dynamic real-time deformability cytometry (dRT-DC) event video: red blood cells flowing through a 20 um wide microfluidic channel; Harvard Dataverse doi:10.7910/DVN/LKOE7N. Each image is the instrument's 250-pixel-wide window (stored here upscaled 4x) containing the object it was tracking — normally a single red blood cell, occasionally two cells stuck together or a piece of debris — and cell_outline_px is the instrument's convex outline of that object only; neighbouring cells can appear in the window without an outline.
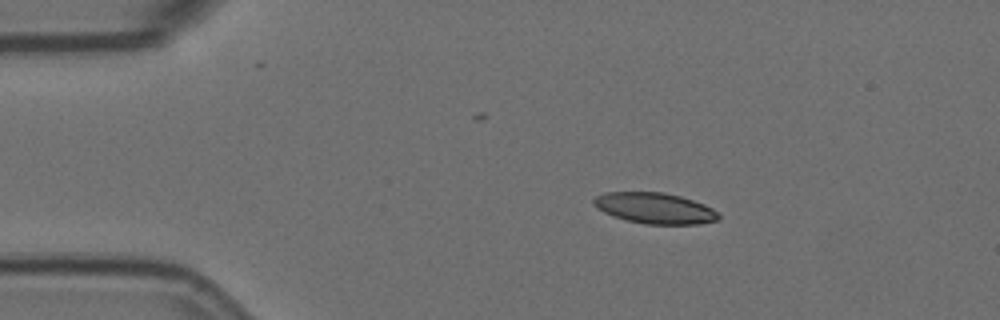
{"species": "Egyptian fruit bat (a non-hibernating species)", "species_latin": "Rousettus aegyptiacus", "temperature_condition": "room temperature", "stored_images_in_passage": 4, "camera_frame_rate_fps": 3000, "um_per_image_px": 0.085, "animal": {"sex": "female"}, "frame": {"image": 1, "passage_image": 1, "time_ms": 0.0, "image_size_px": [1000, 320], "cell_outline_px": [[720, 220], [700, 224], [644, 224], [612, 216], [596, 208], [592, 204], [592, 200], [596, 196], [604, 192], [664, 192], [680, 196], [704, 204], [712, 208], [720, 216]], "centroid_in_image_um": [55.64, 17.69], "position_along_channel_um": 29.4, "area_um2": 22.6}}
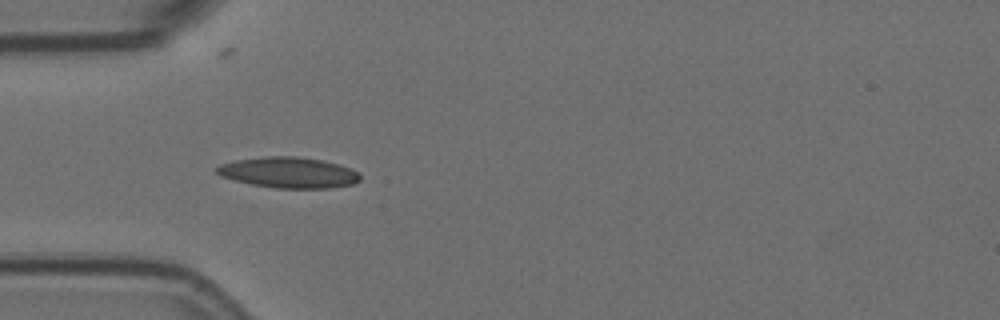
{"frame": {"image": 2, "passage_image": 3, "time_ms": 0.667, "image_size_px": [1000, 320], "cell_outline_px": [[360, 180], [352, 184], [332, 188], [276, 188], [252, 184], [220, 176], [212, 168], [220, 164], [236, 160], [264, 156], [296, 156], [324, 160], [352, 168], [360, 176]], "centroid_in_image_um": [24.52, 14.65], "position_along_channel_um": 60.5, "area_um2": 25.84}}
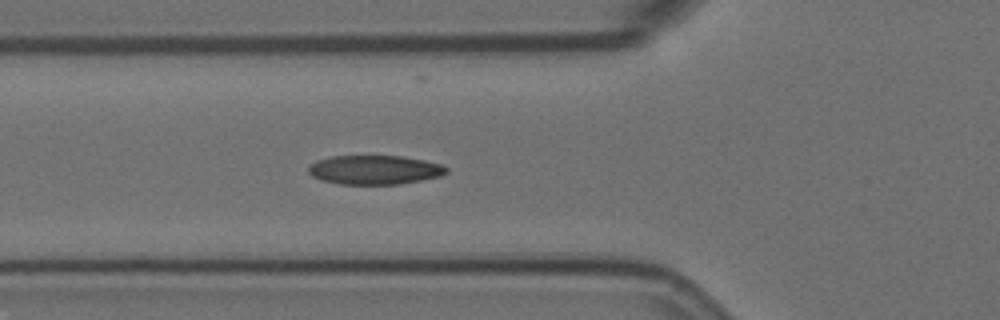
{"frame": {"image": 3, "passage_image": 4, "time_ms": 1.0, "image_size_px": [1000, 320], "cell_outline_px": [[448, 172], [440, 176], [400, 184], [340, 184], [320, 180], [312, 176], [308, 172], [308, 168], [316, 160], [332, 156], [404, 156], [424, 160], [440, 164], [448, 168]], "centroid_in_image_um": [31.83, 14.43], "position_along_channel_um": 94.0, "area_um2": 23.41}}